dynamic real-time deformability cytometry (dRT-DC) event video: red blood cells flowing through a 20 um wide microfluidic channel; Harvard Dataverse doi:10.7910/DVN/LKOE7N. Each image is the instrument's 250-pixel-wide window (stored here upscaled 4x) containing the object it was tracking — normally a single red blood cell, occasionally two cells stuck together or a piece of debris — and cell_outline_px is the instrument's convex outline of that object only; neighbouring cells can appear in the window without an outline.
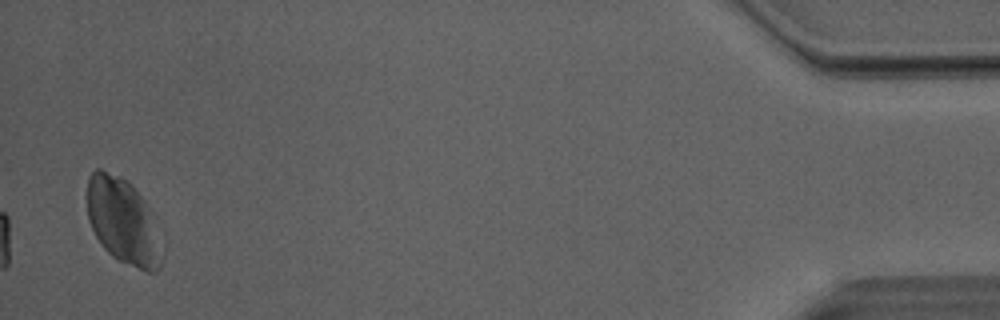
{"species": "Egyptian fruit bat (a non-hibernating species)", "species_latin": "Rousettus aegyptiacus", "temperature_condition": "room temperature", "stored_images_in_passage": 36, "camera_frame_rate_fps": 3000, "um_per_image_px": 0.085, "animal": {"sex": "male"}, "frame": {"image": 1, "passage_image": 36, "time_ms": 11.667, "image_size_px": [1000, 320], "cell_outline_px": [[164, 260], [160, 268], [156, 272], [148, 272], [120, 260], [112, 256], [104, 248], [96, 236], [88, 220], [88, 176], [96, 168], [100, 168], [120, 176], [144, 200], [148, 208], [164, 252]], "centroid_in_image_um": [10.46, 18.84], "position_along_channel_um": 424.7, "area_um2": 36.88}}